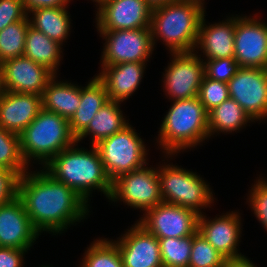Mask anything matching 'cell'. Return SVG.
I'll return each instance as SVG.
<instances>
[{
    "label": "cell",
    "instance_id": "6da1fadb",
    "mask_svg": "<svg viewBox=\"0 0 267 267\" xmlns=\"http://www.w3.org/2000/svg\"><path fill=\"white\" fill-rule=\"evenodd\" d=\"M27 173L19 178L18 197L38 232L59 233L67 229V225L85 217L87 202L72 188L45 171Z\"/></svg>",
    "mask_w": 267,
    "mask_h": 267
},
{
    "label": "cell",
    "instance_id": "7a4b0ae2",
    "mask_svg": "<svg viewBox=\"0 0 267 267\" xmlns=\"http://www.w3.org/2000/svg\"><path fill=\"white\" fill-rule=\"evenodd\" d=\"M91 147L90 152L72 145L54 156L44 167L53 179L72 188L86 202L92 188L101 190L108 198L112 191V181L98 149Z\"/></svg>",
    "mask_w": 267,
    "mask_h": 267
},
{
    "label": "cell",
    "instance_id": "3957f363",
    "mask_svg": "<svg viewBox=\"0 0 267 267\" xmlns=\"http://www.w3.org/2000/svg\"><path fill=\"white\" fill-rule=\"evenodd\" d=\"M204 12L203 5L188 0H176L152 9L153 44L154 38L160 37L172 53L194 52Z\"/></svg>",
    "mask_w": 267,
    "mask_h": 267
},
{
    "label": "cell",
    "instance_id": "277c9868",
    "mask_svg": "<svg viewBox=\"0 0 267 267\" xmlns=\"http://www.w3.org/2000/svg\"><path fill=\"white\" fill-rule=\"evenodd\" d=\"M159 133L160 145L168 155L196 146L209 136L208 112L198 97L174 100Z\"/></svg>",
    "mask_w": 267,
    "mask_h": 267
},
{
    "label": "cell",
    "instance_id": "5b68a950",
    "mask_svg": "<svg viewBox=\"0 0 267 267\" xmlns=\"http://www.w3.org/2000/svg\"><path fill=\"white\" fill-rule=\"evenodd\" d=\"M19 136L21 154L27 167L32 157L41 160L45 166L62 150L77 143L70 131L69 120L44 108Z\"/></svg>",
    "mask_w": 267,
    "mask_h": 267
},
{
    "label": "cell",
    "instance_id": "8992f818",
    "mask_svg": "<svg viewBox=\"0 0 267 267\" xmlns=\"http://www.w3.org/2000/svg\"><path fill=\"white\" fill-rule=\"evenodd\" d=\"M162 167L158 169V177L163 202L179 205L201 215L199 207H207L214 199L204 180L193 172L177 166Z\"/></svg>",
    "mask_w": 267,
    "mask_h": 267
},
{
    "label": "cell",
    "instance_id": "52a82bcc",
    "mask_svg": "<svg viewBox=\"0 0 267 267\" xmlns=\"http://www.w3.org/2000/svg\"><path fill=\"white\" fill-rule=\"evenodd\" d=\"M130 126L128 124L121 131L95 145L111 181L147 164L145 145Z\"/></svg>",
    "mask_w": 267,
    "mask_h": 267
},
{
    "label": "cell",
    "instance_id": "ba28073f",
    "mask_svg": "<svg viewBox=\"0 0 267 267\" xmlns=\"http://www.w3.org/2000/svg\"><path fill=\"white\" fill-rule=\"evenodd\" d=\"M118 198L131 207L141 208L145 213L162 203L158 170L144 166L118 176L112 181L109 199L115 202Z\"/></svg>",
    "mask_w": 267,
    "mask_h": 267
},
{
    "label": "cell",
    "instance_id": "9c48e42d",
    "mask_svg": "<svg viewBox=\"0 0 267 267\" xmlns=\"http://www.w3.org/2000/svg\"><path fill=\"white\" fill-rule=\"evenodd\" d=\"M106 38L102 67L125 62H146L154 47L150 28L99 31Z\"/></svg>",
    "mask_w": 267,
    "mask_h": 267
},
{
    "label": "cell",
    "instance_id": "30bf717a",
    "mask_svg": "<svg viewBox=\"0 0 267 267\" xmlns=\"http://www.w3.org/2000/svg\"><path fill=\"white\" fill-rule=\"evenodd\" d=\"M138 222L156 238H183L198 231L199 214L169 203H159L149 209Z\"/></svg>",
    "mask_w": 267,
    "mask_h": 267
},
{
    "label": "cell",
    "instance_id": "8fae6325",
    "mask_svg": "<svg viewBox=\"0 0 267 267\" xmlns=\"http://www.w3.org/2000/svg\"><path fill=\"white\" fill-rule=\"evenodd\" d=\"M229 97L252 120L267 116V69L240 67L228 81Z\"/></svg>",
    "mask_w": 267,
    "mask_h": 267
},
{
    "label": "cell",
    "instance_id": "7c38bea8",
    "mask_svg": "<svg viewBox=\"0 0 267 267\" xmlns=\"http://www.w3.org/2000/svg\"><path fill=\"white\" fill-rule=\"evenodd\" d=\"M234 59L239 67L267 69V24L235 18Z\"/></svg>",
    "mask_w": 267,
    "mask_h": 267
},
{
    "label": "cell",
    "instance_id": "4fadbf2b",
    "mask_svg": "<svg viewBox=\"0 0 267 267\" xmlns=\"http://www.w3.org/2000/svg\"><path fill=\"white\" fill-rule=\"evenodd\" d=\"M172 63L164 75L167 94L176 100L198 97L205 75L204 62L193 52L173 53Z\"/></svg>",
    "mask_w": 267,
    "mask_h": 267
},
{
    "label": "cell",
    "instance_id": "5bb4252c",
    "mask_svg": "<svg viewBox=\"0 0 267 267\" xmlns=\"http://www.w3.org/2000/svg\"><path fill=\"white\" fill-rule=\"evenodd\" d=\"M3 89L10 92L43 94L55 76L46 66L22 55L1 63Z\"/></svg>",
    "mask_w": 267,
    "mask_h": 267
},
{
    "label": "cell",
    "instance_id": "9a60e30c",
    "mask_svg": "<svg viewBox=\"0 0 267 267\" xmlns=\"http://www.w3.org/2000/svg\"><path fill=\"white\" fill-rule=\"evenodd\" d=\"M98 9V31L150 28L152 8L145 0H108Z\"/></svg>",
    "mask_w": 267,
    "mask_h": 267
},
{
    "label": "cell",
    "instance_id": "2e32d148",
    "mask_svg": "<svg viewBox=\"0 0 267 267\" xmlns=\"http://www.w3.org/2000/svg\"><path fill=\"white\" fill-rule=\"evenodd\" d=\"M38 235L19 197L0 206V247L28 250Z\"/></svg>",
    "mask_w": 267,
    "mask_h": 267
},
{
    "label": "cell",
    "instance_id": "e0dca14e",
    "mask_svg": "<svg viewBox=\"0 0 267 267\" xmlns=\"http://www.w3.org/2000/svg\"><path fill=\"white\" fill-rule=\"evenodd\" d=\"M115 244L124 267H163L159 239L139 223Z\"/></svg>",
    "mask_w": 267,
    "mask_h": 267
},
{
    "label": "cell",
    "instance_id": "ac0fdd59",
    "mask_svg": "<svg viewBox=\"0 0 267 267\" xmlns=\"http://www.w3.org/2000/svg\"><path fill=\"white\" fill-rule=\"evenodd\" d=\"M41 109V95L4 90L0 97V126L20 135Z\"/></svg>",
    "mask_w": 267,
    "mask_h": 267
},
{
    "label": "cell",
    "instance_id": "d6986e66",
    "mask_svg": "<svg viewBox=\"0 0 267 267\" xmlns=\"http://www.w3.org/2000/svg\"><path fill=\"white\" fill-rule=\"evenodd\" d=\"M203 214L199 215L198 232L225 258L241 257L236 246L240 235V220L235 212L219 218L206 220Z\"/></svg>",
    "mask_w": 267,
    "mask_h": 267
},
{
    "label": "cell",
    "instance_id": "ffe728a7",
    "mask_svg": "<svg viewBox=\"0 0 267 267\" xmlns=\"http://www.w3.org/2000/svg\"><path fill=\"white\" fill-rule=\"evenodd\" d=\"M144 62H125L103 66L97 76L105 85L108 99L123 102L138 88L144 72Z\"/></svg>",
    "mask_w": 267,
    "mask_h": 267
},
{
    "label": "cell",
    "instance_id": "44dd1931",
    "mask_svg": "<svg viewBox=\"0 0 267 267\" xmlns=\"http://www.w3.org/2000/svg\"><path fill=\"white\" fill-rule=\"evenodd\" d=\"M204 16L200 22L196 45L200 44L208 60L234 57L235 17L207 27Z\"/></svg>",
    "mask_w": 267,
    "mask_h": 267
},
{
    "label": "cell",
    "instance_id": "7402d4cb",
    "mask_svg": "<svg viewBox=\"0 0 267 267\" xmlns=\"http://www.w3.org/2000/svg\"><path fill=\"white\" fill-rule=\"evenodd\" d=\"M109 101L104 83L96 76L81 88L80 106L69 120L71 133L77 138L90 124L95 114Z\"/></svg>",
    "mask_w": 267,
    "mask_h": 267
},
{
    "label": "cell",
    "instance_id": "603a6c76",
    "mask_svg": "<svg viewBox=\"0 0 267 267\" xmlns=\"http://www.w3.org/2000/svg\"><path fill=\"white\" fill-rule=\"evenodd\" d=\"M81 102V88L71 83H56L55 76L42 94V108L70 120Z\"/></svg>",
    "mask_w": 267,
    "mask_h": 267
},
{
    "label": "cell",
    "instance_id": "cb8c5ba5",
    "mask_svg": "<svg viewBox=\"0 0 267 267\" xmlns=\"http://www.w3.org/2000/svg\"><path fill=\"white\" fill-rule=\"evenodd\" d=\"M119 102L109 100L92 118L88 127L76 138L78 143L88 134L93 135L92 146L121 131L129 123L124 120Z\"/></svg>",
    "mask_w": 267,
    "mask_h": 267
},
{
    "label": "cell",
    "instance_id": "d4e9b609",
    "mask_svg": "<svg viewBox=\"0 0 267 267\" xmlns=\"http://www.w3.org/2000/svg\"><path fill=\"white\" fill-rule=\"evenodd\" d=\"M61 44L51 40L32 26L28 27L25 39L24 56L46 66L54 74L60 62Z\"/></svg>",
    "mask_w": 267,
    "mask_h": 267
},
{
    "label": "cell",
    "instance_id": "484cf974",
    "mask_svg": "<svg viewBox=\"0 0 267 267\" xmlns=\"http://www.w3.org/2000/svg\"><path fill=\"white\" fill-rule=\"evenodd\" d=\"M34 15L30 26L44 33L51 40L62 44L70 29V19L66 7H45L30 11Z\"/></svg>",
    "mask_w": 267,
    "mask_h": 267
},
{
    "label": "cell",
    "instance_id": "4316f807",
    "mask_svg": "<svg viewBox=\"0 0 267 267\" xmlns=\"http://www.w3.org/2000/svg\"><path fill=\"white\" fill-rule=\"evenodd\" d=\"M249 120L252 121L245 110L229 97L222 104L208 112L209 136L217 131L232 132L239 130Z\"/></svg>",
    "mask_w": 267,
    "mask_h": 267
},
{
    "label": "cell",
    "instance_id": "83f0119b",
    "mask_svg": "<svg viewBox=\"0 0 267 267\" xmlns=\"http://www.w3.org/2000/svg\"><path fill=\"white\" fill-rule=\"evenodd\" d=\"M28 17L0 31V64L5 60L24 55L26 33L30 26Z\"/></svg>",
    "mask_w": 267,
    "mask_h": 267
},
{
    "label": "cell",
    "instance_id": "f1b7e54d",
    "mask_svg": "<svg viewBox=\"0 0 267 267\" xmlns=\"http://www.w3.org/2000/svg\"><path fill=\"white\" fill-rule=\"evenodd\" d=\"M163 267H188L192 235L183 238H159Z\"/></svg>",
    "mask_w": 267,
    "mask_h": 267
},
{
    "label": "cell",
    "instance_id": "f546056e",
    "mask_svg": "<svg viewBox=\"0 0 267 267\" xmlns=\"http://www.w3.org/2000/svg\"><path fill=\"white\" fill-rule=\"evenodd\" d=\"M26 165L20 150V136L0 126V166L22 176L28 170Z\"/></svg>",
    "mask_w": 267,
    "mask_h": 267
},
{
    "label": "cell",
    "instance_id": "4dcf8cb0",
    "mask_svg": "<svg viewBox=\"0 0 267 267\" xmlns=\"http://www.w3.org/2000/svg\"><path fill=\"white\" fill-rule=\"evenodd\" d=\"M97 240L88 248L81 267H124L114 242Z\"/></svg>",
    "mask_w": 267,
    "mask_h": 267
},
{
    "label": "cell",
    "instance_id": "1f68e13d",
    "mask_svg": "<svg viewBox=\"0 0 267 267\" xmlns=\"http://www.w3.org/2000/svg\"><path fill=\"white\" fill-rule=\"evenodd\" d=\"M225 258L198 231L192 235L188 267H224Z\"/></svg>",
    "mask_w": 267,
    "mask_h": 267
},
{
    "label": "cell",
    "instance_id": "d6a6232c",
    "mask_svg": "<svg viewBox=\"0 0 267 267\" xmlns=\"http://www.w3.org/2000/svg\"><path fill=\"white\" fill-rule=\"evenodd\" d=\"M198 98L209 112L229 98L228 83L212 80L204 75Z\"/></svg>",
    "mask_w": 267,
    "mask_h": 267
},
{
    "label": "cell",
    "instance_id": "836d02e7",
    "mask_svg": "<svg viewBox=\"0 0 267 267\" xmlns=\"http://www.w3.org/2000/svg\"><path fill=\"white\" fill-rule=\"evenodd\" d=\"M240 67L234 57L211 59L204 62V72L207 78L228 83Z\"/></svg>",
    "mask_w": 267,
    "mask_h": 267
},
{
    "label": "cell",
    "instance_id": "e575fe53",
    "mask_svg": "<svg viewBox=\"0 0 267 267\" xmlns=\"http://www.w3.org/2000/svg\"><path fill=\"white\" fill-rule=\"evenodd\" d=\"M22 0H0V31L27 17Z\"/></svg>",
    "mask_w": 267,
    "mask_h": 267
},
{
    "label": "cell",
    "instance_id": "d590c367",
    "mask_svg": "<svg viewBox=\"0 0 267 267\" xmlns=\"http://www.w3.org/2000/svg\"><path fill=\"white\" fill-rule=\"evenodd\" d=\"M250 194L251 207L267 230V181L259 179Z\"/></svg>",
    "mask_w": 267,
    "mask_h": 267
},
{
    "label": "cell",
    "instance_id": "8d00e7d4",
    "mask_svg": "<svg viewBox=\"0 0 267 267\" xmlns=\"http://www.w3.org/2000/svg\"><path fill=\"white\" fill-rule=\"evenodd\" d=\"M19 178L16 171L6 168L0 171V206L18 197Z\"/></svg>",
    "mask_w": 267,
    "mask_h": 267
},
{
    "label": "cell",
    "instance_id": "74e56055",
    "mask_svg": "<svg viewBox=\"0 0 267 267\" xmlns=\"http://www.w3.org/2000/svg\"><path fill=\"white\" fill-rule=\"evenodd\" d=\"M26 251L10 247H0V267H22V258Z\"/></svg>",
    "mask_w": 267,
    "mask_h": 267
},
{
    "label": "cell",
    "instance_id": "f35d334b",
    "mask_svg": "<svg viewBox=\"0 0 267 267\" xmlns=\"http://www.w3.org/2000/svg\"><path fill=\"white\" fill-rule=\"evenodd\" d=\"M26 13L45 7H66L69 0H22ZM28 11V12H27Z\"/></svg>",
    "mask_w": 267,
    "mask_h": 267
},
{
    "label": "cell",
    "instance_id": "ab89813d",
    "mask_svg": "<svg viewBox=\"0 0 267 267\" xmlns=\"http://www.w3.org/2000/svg\"><path fill=\"white\" fill-rule=\"evenodd\" d=\"M224 267H255L251 261H249L246 257H236L232 259H226L224 263Z\"/></svg>",
    "mask_w": 267,
    "mask_h": 267
},
{
    "label": "cell",
    "instance_id": "60d3db41",
    "mask_svg": "<svg viewBox=\"0 0 267 267\" xmlns=\"http://www.w3.org/2000/svg\"><path fill=\"white\" fill-rule=\"evenodd\" d=\"M147 4L152 8L163 6L164 4H168L170 2L176 1V0H145Z\"/></svg>",
    "mask_w": 267,
    "mask_h": 267
},
{
    "label": "cell",
    "instance_id": "b9f144b4",
    "mask_svg": "<svg viewBox=\"0 0 267 267\" xmlns=\"http://www.w3.org/2000/svg\"><path fill=\"white\" fill-rule=\"evenodd\" d=\"M4 89H3V83H2V71H1V64H0V97L3 94Z\"/></svg>",
    "mask_w": 267,
    "mask_h": 267
},
{
    "label": "cell",
    "instance_id": "7bdbcfd3",
    "mask_svg": "<svg viewBox=\"0 0 267 267\" xmlns=\"http://www.w3.org/2000/svg\"><path fill=\"white\" fill-rule=\"evenodd\" d=\"M93 1L97 2L99 4V7H100L104 2H106L108 0H93Z\"/></svg>",
    "mask_w": 267,
    "mask_h": 267
},
{
    "label": "cell",
    "instance_id": "ee69618b",
    "mask_svg": "<svg viewBox=\"0 0 267 267\" xmlns=\"http://www.w3.org/2000/svg\"><path fill=\"white\" fill-rule=\"evenodd\" d=\"M188 1L197 2V3L201 4V5H203L202 1H204V0H188Z\"/></svg>",
    "mask_w": 267,
    "mask_h": 267
}]
</instances>
